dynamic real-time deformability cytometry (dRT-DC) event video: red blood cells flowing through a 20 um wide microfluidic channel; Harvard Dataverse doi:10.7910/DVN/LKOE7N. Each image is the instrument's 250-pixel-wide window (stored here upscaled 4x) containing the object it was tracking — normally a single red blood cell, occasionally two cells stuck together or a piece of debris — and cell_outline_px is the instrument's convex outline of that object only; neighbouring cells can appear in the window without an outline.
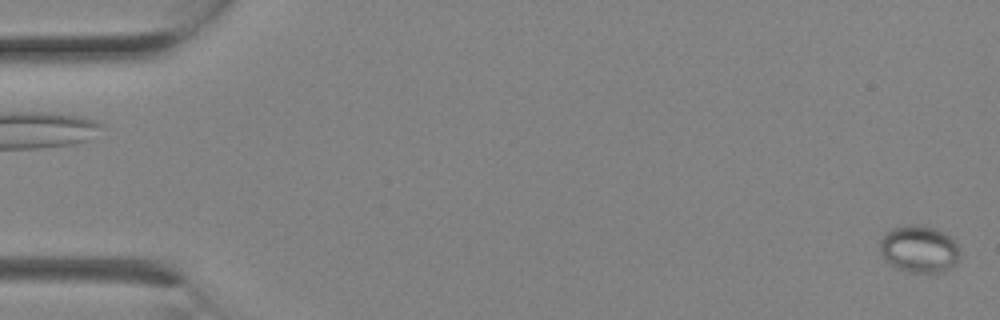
{"species": "Egyptian fruit bat (a non-hibernating species)", "species_latin": "Rousettus aegyptiacus", "temperature_condition": "room temperature", "stored_images_in_passage": 4, "segment_of_instrument_passage": [2, 2], "camera_frame_rate_fps": 3000, "um_per_image_px": 0.085, "animal": {"sex": "female"}, "frame": {"image": 1, "passage_image": 4, "time_ms": 1.0, "image_size_px": [1000, 320], "cell_outline_px": [[960, 256], [956, 264], [952, 268], [944, 272], [912, 272], [896, 268], [888, 264], [884, 260], [880, 252], [880, 240], [884, 232], [892, 228], [912, 224], [936, 228], [944, 232], [960, 248]], "centroid_in_image_um": [78.12, 21.18], "position_along_channel_um": 6.9, "area_um2": 22.25}}